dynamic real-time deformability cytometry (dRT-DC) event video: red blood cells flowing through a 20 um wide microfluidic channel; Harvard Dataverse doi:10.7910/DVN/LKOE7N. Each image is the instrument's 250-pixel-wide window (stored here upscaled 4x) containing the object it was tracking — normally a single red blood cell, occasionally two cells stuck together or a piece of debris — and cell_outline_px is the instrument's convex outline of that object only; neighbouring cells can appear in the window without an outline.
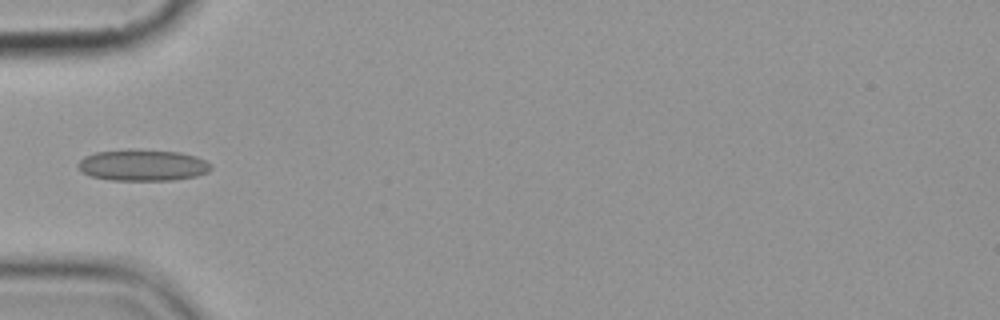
{"species": "common noctule bat (a hibernating species)", "species_latin": "Nyctalus noctula", "temperature_condition": "cold", "stored_images_in_passage": 10, "camera_frame_rate_fps": 3000, "um_per_image_px": 0.085, "animal": {"sex": "female", "body_mass_g": 19.9}, "frame": {"image": 1, "passage_image": 4, "time_ms": 3.333, "image_size_px": [1000, 320], "cell_outline_px": [[212, 168], [208, 172], [196, 176], [172, 180], [108, 180], [88, 176], [80, 172], [76, 168], [76, 164], [84, 156], [96, 152], [128, 148], [180, 152], [196, 156], [212, 164]], "centroid_in_image_um": [12.07, 14.03], "position_along_channel_um": 72.9, "area_um2": 24.85}}
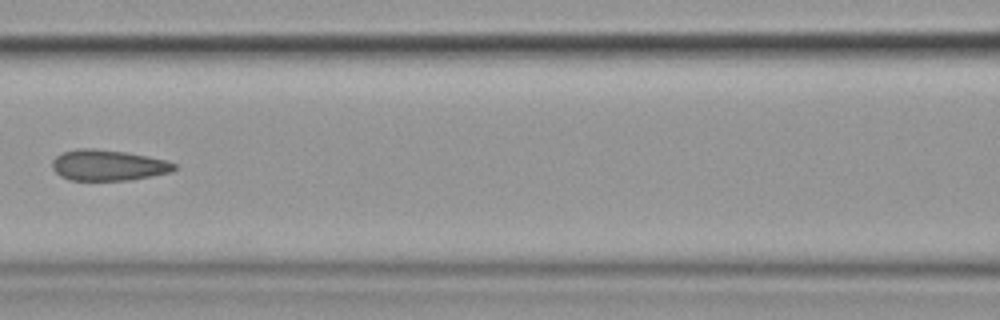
{"frame": {"image": 2, "passage_image": 6, "time_ms": 5.667, "image_size_px": [1000, 320], "cell_outline_px": [[176, 168], [172, 172], [132, 180], [68, 180], [60, 176], [52, 168], [52, 160], [56, 156], [64, 152], [80, 148], [92, 148], [124, 152], [148, 156], [168, 160], [176, 164]], "centroid_in_image_um": [9.21, 14.05], "position_along_channel_um": 157.4, "area_um2": 22.02}}
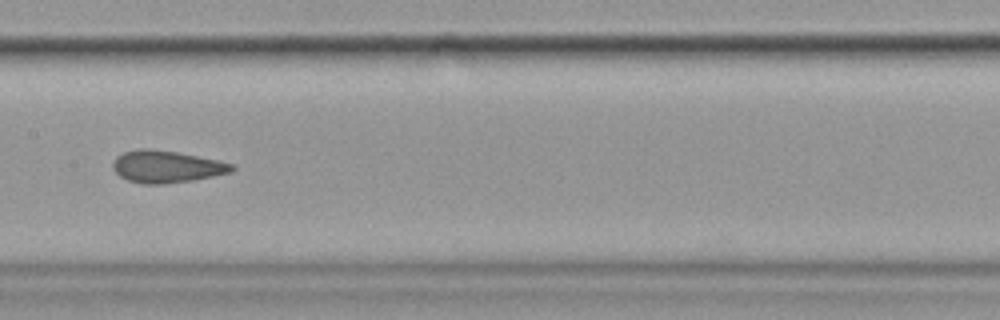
{"frame": {"image": 3, "passage_image": 7, "time_ms": 6.667, "image_size_px": [1000, 320], "cell_outline_px": [[236, 168], [232, 172], [192, 180], [164, 184], [144, 184], [128, 180], [120, 176], [112, 168], [112, 164], [116, 156], [124, 152], [140, 148], [148, 148], [176, 152], [216, 160], [232, 164]], "centroid_in_image_um": [14.12, 14.16], "position_along_channel_um": 193.3, "area_um2": 22.08}}